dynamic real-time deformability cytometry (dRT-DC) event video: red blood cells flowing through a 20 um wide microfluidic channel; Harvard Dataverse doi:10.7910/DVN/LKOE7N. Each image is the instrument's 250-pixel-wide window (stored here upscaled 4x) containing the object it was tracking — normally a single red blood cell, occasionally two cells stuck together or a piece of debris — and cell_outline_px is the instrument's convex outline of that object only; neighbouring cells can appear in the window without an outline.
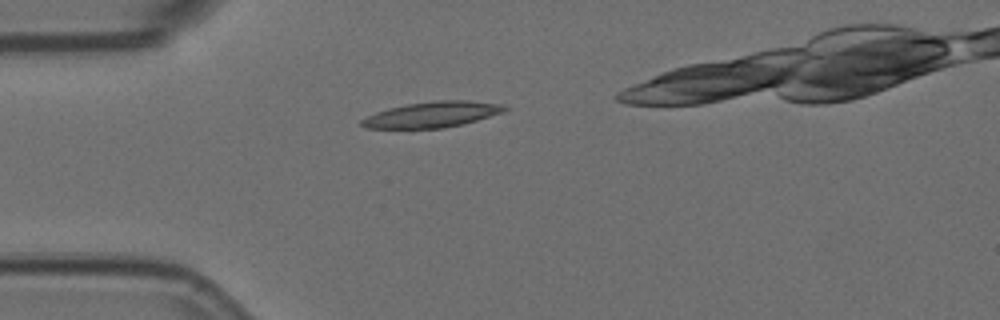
{"species": "Egyptian fruit bat (a non-hibernating species)", "species_latin": "Rousettus aegyptiacus", "temperature_condition": "room temperature", "stored_images_in_passage": 2, "camera_frame_rate_fps": 3000, "um_per_image_px": 0.085, "animal": {"sex": "female"}, "frame": {"image": 1, "passage_image": 2, "time_ms": 0.333, "image_size_px": [1000, 320], "cell_outline_px": [[512, 108], [504, 112], [464, 124], [444, 128], [364, 128], [360, 124], [360, 120], [376, 112], [388, 108], [408, 104], [440, 100], [468, 100], [504, 104]], "centroid_in_image_um": [36.8, 9.73], "position_along_channel_um": 48.2, "area_um2": 21.56}}